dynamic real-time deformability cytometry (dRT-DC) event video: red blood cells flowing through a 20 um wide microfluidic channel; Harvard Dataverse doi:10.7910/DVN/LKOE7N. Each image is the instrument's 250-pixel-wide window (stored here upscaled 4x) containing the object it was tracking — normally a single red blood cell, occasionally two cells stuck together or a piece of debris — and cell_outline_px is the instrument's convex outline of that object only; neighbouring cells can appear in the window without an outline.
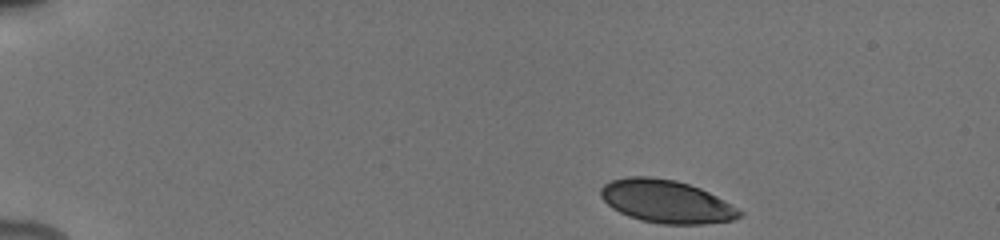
{"species": "human", "species_latin": "Homo sapiens", "temperature_condition": "cold", "stored_images_in_passage": 16, "camera_frame_rate_fps": 3000, "um_per_image_px": 0.085, "donor": {"sex": "male"}, "frame": {"image": 1, "passage_image": 1, "time_ms": 0.0, "image_size_px": [1000, 240], "cell_outline_px": [[744, 212], [740, 216], [732, 220], [704, 224], [664, 224], [640, 220], [628, 216], [612, 208], [600, 196], [600, 188], [604, 184], [612, 180], [628, 176], [652, 176], [676, 180], [700, 188], [724, 200]], "centroid_in_image_um": [56.62, 17.12], "position_along_channel_um": 28.4, "area_um2": 34.68}}
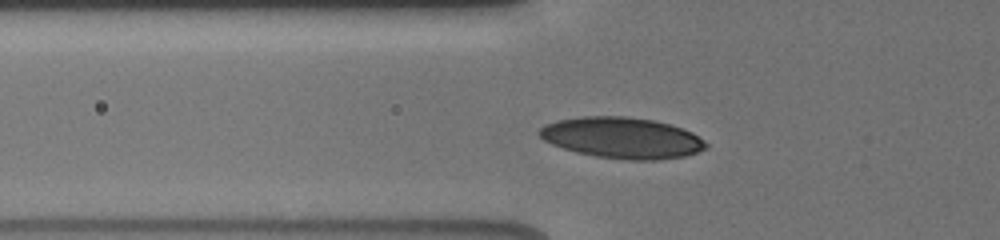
{"frame": {"image": 2, "passage_image": 9, "time_ms": 3.667, "image_size_px": [1000, 240], "cell_outline_px": [[708, 148], [684, 156], [656, 160], [628, 160], [596, 156], [576, 152], [552, 144], [544, 140], [536, 132], [540, 128], [556, 120], [580, 116], [628, 116], [656, 120], [692, 132], [704, 140], [708, 144]], "centroid_in_image_um": [52.87, 11.71], "position_along_channel_um": 72.9, "area_um2": 39.88}}
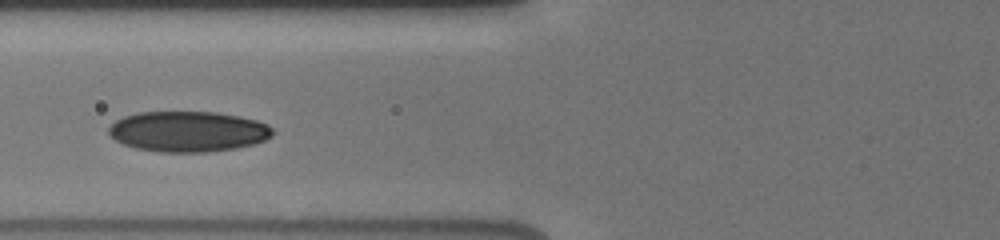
{"frame": {"image": 3, "passage_image": 12, "time_ms": 4.667, "image_size_px": [1000, 240], "cell_outline_px": [[276, 132], [272, 136], [256, 144], [236, 148], [204, 152], [160, 152], [136, 148], [124, 144], [116, 140], [108, 132], [108, 128], [116, 120], [124, 116], [140, 112], [216, 112], [240, 116], [256, 120], [268, 124]], "centroid_in_image_um": [16.02, 11.17], "position_along_channel_um": 109.8, "area_um2": 38.84}}